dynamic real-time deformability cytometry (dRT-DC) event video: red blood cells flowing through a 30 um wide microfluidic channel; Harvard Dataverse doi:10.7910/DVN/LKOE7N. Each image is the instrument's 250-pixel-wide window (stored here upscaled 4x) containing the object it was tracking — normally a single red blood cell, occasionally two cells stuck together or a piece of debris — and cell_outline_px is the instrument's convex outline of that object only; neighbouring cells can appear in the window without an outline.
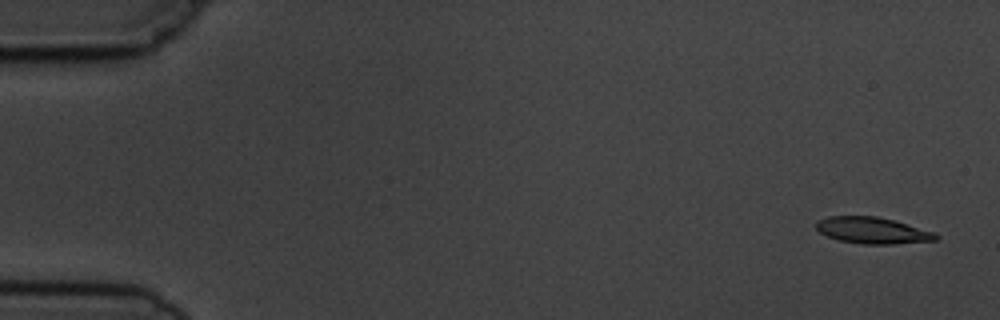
{"species": "common noctule bat (a hibernating species)", "species_latin": "Nyctalus noctula", "temperature_condition": "cold", "stored_images_in_passage": 4, "camera_frame_rate_fps": 3000, "um_per_image_px": 0.085, "animal": {"sex": "male", "body_mass_g": 19.5, "forearm_length_mm": 54.6}, "frame": {"image": 1, "passage_image": 1, "time_ms": 0.0, "image_size_px": [1000, 320], "cell_outline_px": [[940, 236], [936, 240], [892, 244], [860, 244], [840, 240], [828, 236], [820, 232], [816, 228], [816, 220], [828, 216], [876, 216], [892, 220], [936, 232]], "centroid_in_image_um": [74.16, 19.58], "position_along_channel_um": 10.8, "area_um2": 18.38}}